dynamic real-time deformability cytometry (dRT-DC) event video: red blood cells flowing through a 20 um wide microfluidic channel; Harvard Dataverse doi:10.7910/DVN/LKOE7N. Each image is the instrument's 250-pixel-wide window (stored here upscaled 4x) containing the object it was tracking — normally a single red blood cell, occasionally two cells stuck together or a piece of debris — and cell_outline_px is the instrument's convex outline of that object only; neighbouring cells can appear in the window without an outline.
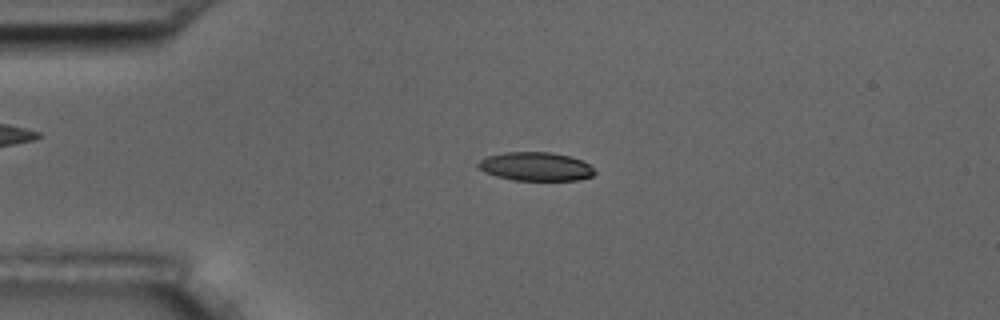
{"species": "common noctule bat (a hibernating species)", "species_latin": "Nyctalus noctula", "temperature_condition": "room temperature", "stored_images_in_passage": 55, "camera_frame_rate_fps": 3000, "um_per_image_px": 0.085, "animal": {"sex": "male", "body_mass_g": 17.5, "forearm_length_mm": 52.3}, "frame": {"image": 1, "passage_image": 13, "time_ms": 4.0, "image_size_px": [1000, 320], "cell_outline_px": [[596, 172], [592, 176], [576, 180], [512, 180], [496, 176], [484, 172], [476, 164], [480, 160], [488, 156], [504, 152], [552, 152], [568, 156], [580, 160], [588, 164]], "centroid_in_image_um": [45.51, 14.15], "position_along_channel_um": 39.5, "area_um2": 19.31}}
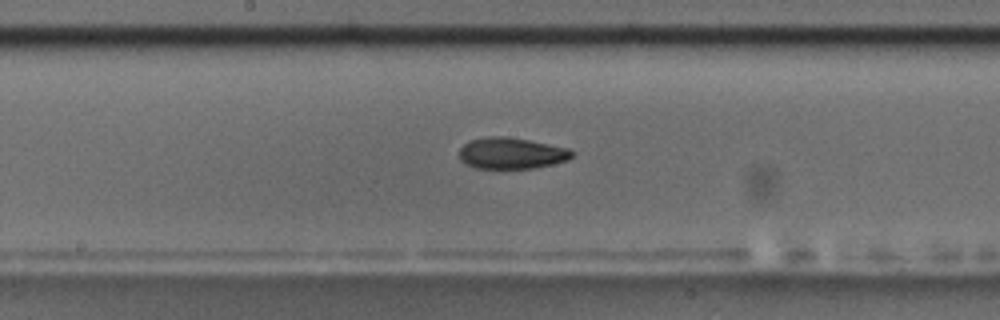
{"frame": {"image": 2, "passage_image": 29, "time_ms": 9.333, "image_size_px": [1000, 320], "cell_outline_px": [[572, 156], [568, 160], [552, 164], [532, 168], [476, 168], [460, 160], [460, 148], [468, 140], [488, 136], [508, 136], [568, 148], [572, 152]], "centroid_in_image_um": [43.44, 13.01], "position_along_channel_um": 204.8, "area_um2": 20.4}}
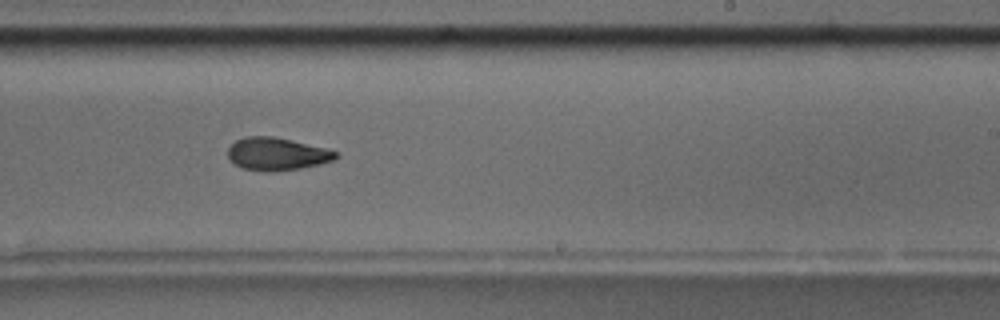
{"frame": {"image": 3, "passage_image": 34, "time_ms": 11.0, "image_size_px": [1000, 320], "cell_outline_px": [[340, 156], [336, 160], [320, 164], [300, 168], [272, 172], [264, 172], [244, 168], [228, 160], [228, 148], [236, 140], [244, 136], [272, 136], [292, 140], [340, 152]], "centroid_in_image_um": [23.56, 13.09], "position_along_channel_um": 265.4, "area_um2": 20.75}, "authors_computed_cell_mechanics": {"area_um2": 20.5768, "velocity_mm_per_s": 3.6503, "shape_relaxation_time_tau1_ms": 6.3386, "shape_relaxation_time_tau2_ms": 4.3054, "deformation_change_tau1": 0.1735, "deformation_change_tau2": 0.1103}}